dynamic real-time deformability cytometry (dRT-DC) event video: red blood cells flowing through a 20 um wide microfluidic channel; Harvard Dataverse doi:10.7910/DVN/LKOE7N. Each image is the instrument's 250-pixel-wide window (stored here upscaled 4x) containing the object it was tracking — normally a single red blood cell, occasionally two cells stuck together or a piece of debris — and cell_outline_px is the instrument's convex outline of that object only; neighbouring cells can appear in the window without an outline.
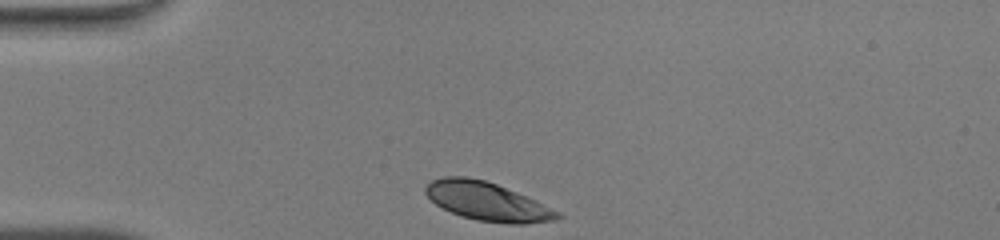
{"species": "human", "species_latin": "Homo sapiens", "temperature_condition": "warm", "stored_images_in_passage": 28, "camera_frame_rate_fps": 3000, "um_per_image_px": 0.085, "donor": {"sex": "male"}, "frame": {"image": 1, "passage_image": 1, "time_ms": 0.0, "image_size_px": [1000, 240], "cell_outline_px": [[564, 216], [556, 220], [524, 224], [508, 224], [476, 220], [460, 216], [436, 204], [424, 192], [424, 188], [432, 180], [444, 176], [464, 176], [484, 180], [496, 184], [536, 200], [560, 212]], "centroid_in_image_um": [41.43, 17.13], "position_along_channel_um": 43.6, "area_um2": 29.54}}
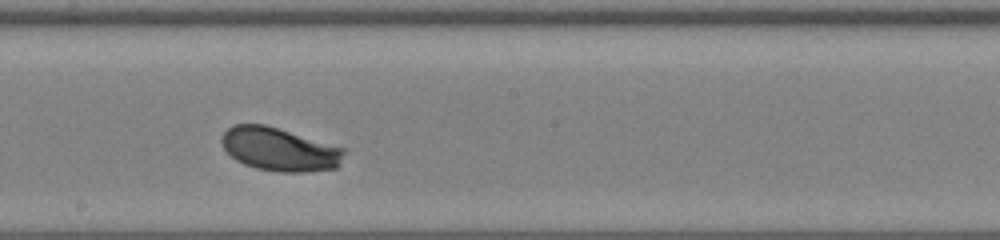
{"frame": {"image": 2, "passage_image": 16, "time_ms": 5.0, "image_size_px": [1000, 240], "cell_outline_px": [[348, 148], [340, 164], [336, 168], [304, 172], [276, 172], [256, 168], [244, 164], [236, 160], [224, 148], [220, 140], [220, 136], [232, 124], [264, 124]], "centroid_in_image_um": [23.79, 12.69], "position_along_channel_um": 224.4, "area_um2": 31.27}}
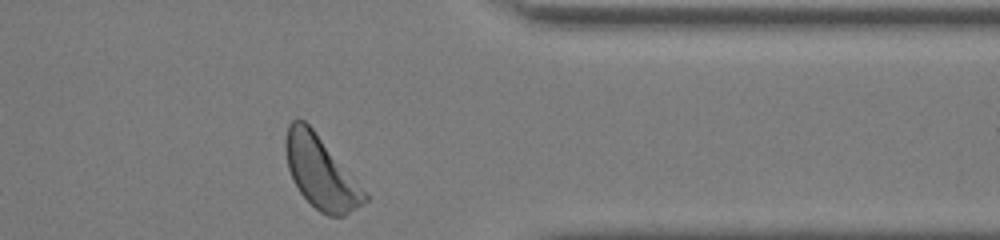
{"frame": {"image": 3, "passage_image": 28, "time_ms": 9.0, "image_size_px": [1000, 240], "cell_outline_px": [[368, 200], [344, 216], [328, 216], [320, 212], [300, 192], [288, 168], [284, 148], [284, 140], [288, 124], [292, 120], [304, 120], [312, 128], [368, 196]], "centroid_in_image_um": [27.22, 14.65], "position_along_channel_um": 384.2, "area_um2": 32.31}, "authors_computed_cell_mechanics": {"area_um2": 30.8363, "velocity_mm_per_s": 4.2395, "shape_relaxation_time_tau1_ms": 1.5713, "shape_relaxation_time_tau2_ms": null, "deformation_change_tau1": 0.1283, "deformation_change_tau2": null}}